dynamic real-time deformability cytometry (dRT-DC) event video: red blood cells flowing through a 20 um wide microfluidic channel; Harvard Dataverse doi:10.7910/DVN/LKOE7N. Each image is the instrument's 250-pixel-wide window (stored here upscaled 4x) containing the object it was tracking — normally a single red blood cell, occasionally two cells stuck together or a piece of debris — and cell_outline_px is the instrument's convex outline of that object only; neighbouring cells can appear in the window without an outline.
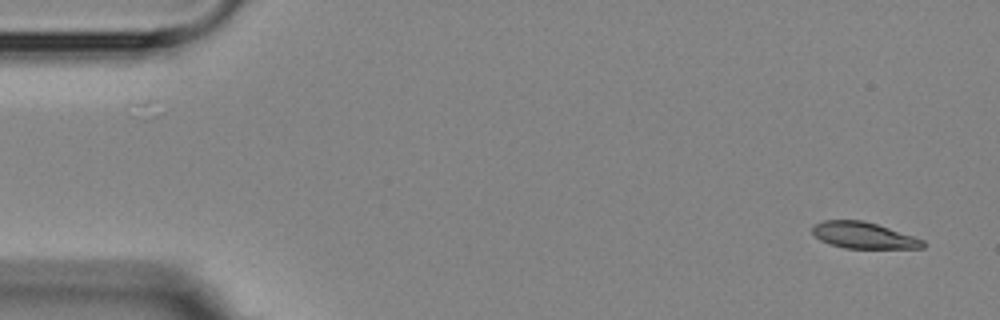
{"species": "Egyptian fruit bat (a non-hibernating species)", "species_latin": "Rousettus aegyptiacus", "temperature_condition": "room temperature", "stored_images_in_passage": 2, "camera_frame_rate_fps": 3000, "um_per_image_px": 0.085, "animal": {"sex": "female"}, "frame": {"image": 1, "passage_image": 2, "time_ms": 1.0, "image_size_px": [1000, 320], "cell_outline_px": [[924, 248], [844, 248], [820, 240], [812, 232], [812, 224], [824, 220], [864, 220], [924, 240]], "centroid_in_image_um": [73.36, 20.0], "position_along_channel_um": 11.6, "area_um2": 16.76}}